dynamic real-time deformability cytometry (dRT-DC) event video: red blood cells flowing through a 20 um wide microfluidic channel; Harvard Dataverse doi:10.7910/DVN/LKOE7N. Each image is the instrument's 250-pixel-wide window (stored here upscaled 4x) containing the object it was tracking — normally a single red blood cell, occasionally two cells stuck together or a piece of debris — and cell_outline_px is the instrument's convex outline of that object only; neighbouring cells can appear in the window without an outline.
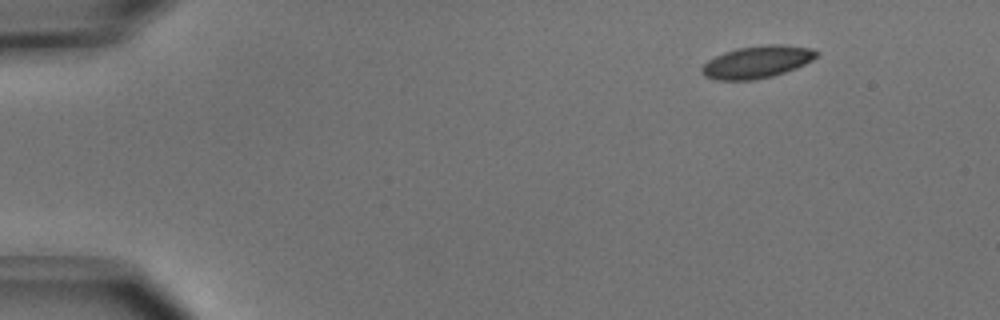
{"species": "common noctule bat (a hibernating species)", "species_latin": "Nyctalus noctula", "temperature_condition": "cold", "stored_images_in_passage": 46, "camera_frame_rate_fps": 3000, "um_per_image_px": 0.085, "animal": {"sex": "male", "body_mass_g": 15.6}, "frame": {"image": 1, "passage_image": 1, "time_ms": 0.0, "image_size_px": [1000, 320], "cell_outline_px": [[820, 52], [812, 60], [796, 68], [772, 76], [752, 80], [716, 80], [704, 76], [700, 72], [700, 68], [708, 60], [724, 52], [736, 48], [768, 44], [784, 44], [812, 48]], "centroid_in_image_um": [64.34, 5.26], "position_along_channel_um": 20.7, "area_um2": 21.68}}
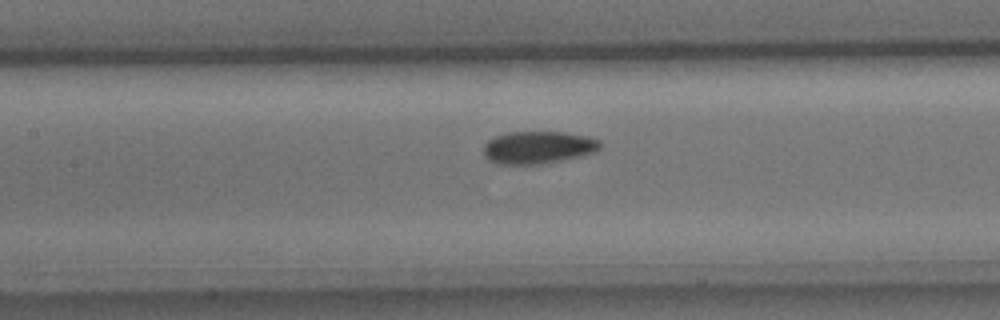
{"frame": {"image": 2, "passage_image": 19, "time_ms": 6.0, "image_size_px": [1000, 320], "cell_outline_px": [[600, 148], [596, 152], [584, 156], [540, 164], [496, 164], [488, 160], [484, 156], [484, 144], [488, 140], [496, 136], [508, 132], [564, 132], [588, 136], [600, 140]], "centroid_in_image_um": [45.75, 12.53], "position_along_channel_um": 161.6, "area_um2": 22.31}}
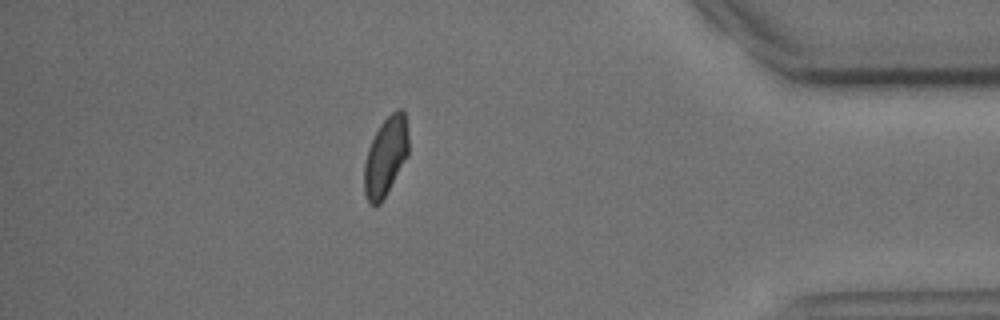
{"frame": {"image": 3, "passage_image": 40, "time_ms": 13.0, "image_size_px": [1000, 320], "cell_outline_px": [[408, 156], [380, 204], [368, 204], [364, 192], [364, 164], [368, 148], [380, 124], [396, 108], [404, 108], [408, 132]], "centroid_in_image_um": [32.79, 13.28], "position_along_channel_um": 402.4, "area_um2": 20.4}, "authors_computed_cell_mechanics": {"area_um2": 21.4727, "velocity_mm_per_s": 3.9315, "shape_relaxation_time_tau1_ms": 5.9819, "shape_relaxation_time_tau2_ms": 1.7147, "deformation_change_tau1": 0.1138, "deformation_change_tau2": 0.0472}}